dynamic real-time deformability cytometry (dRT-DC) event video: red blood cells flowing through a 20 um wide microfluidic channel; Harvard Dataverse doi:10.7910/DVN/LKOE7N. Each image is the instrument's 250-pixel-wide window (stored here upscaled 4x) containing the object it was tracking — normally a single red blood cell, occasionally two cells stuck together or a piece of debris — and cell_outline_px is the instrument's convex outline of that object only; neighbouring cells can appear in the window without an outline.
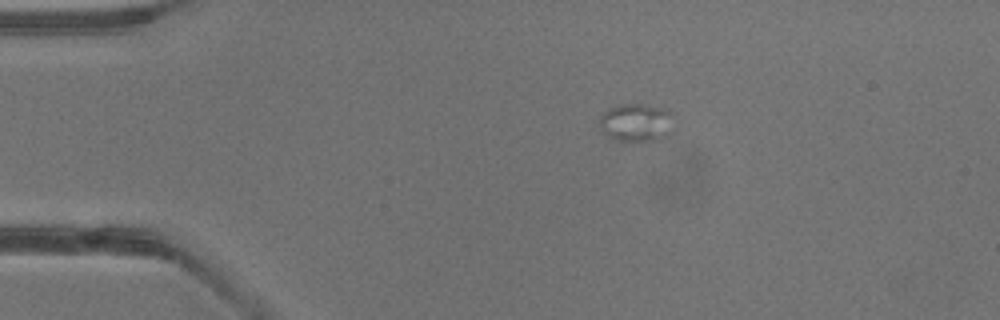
{"species": "common noctule bat (a hibernating species)", "species_latin": "Nyctalus noctula", "temperature_condition": "warm", "stored_images_in_passage": 2, "camera_frame_rate_fps": 3000, "um_per_image_px": 0.085, "animal": {"sex": "male", "body_mass_g": 13.3}, "frame": {"image": 1, "passage_image": 1, "time_ms": 0.0, "image_size_px": [1000, 320], "cell_outline_px": [[676, 124], [672, 132], [668, 136], [656, 140], [624, 144], [608, 136], [600, 128], [600, 116], [608, 108], [624, 104], [640, 104], [664, 108], [672, 112]], "centroid_in_image_um": [54.15, 10.46], "position_along_channel_um": 30.9, "area_um2": 17.28}}